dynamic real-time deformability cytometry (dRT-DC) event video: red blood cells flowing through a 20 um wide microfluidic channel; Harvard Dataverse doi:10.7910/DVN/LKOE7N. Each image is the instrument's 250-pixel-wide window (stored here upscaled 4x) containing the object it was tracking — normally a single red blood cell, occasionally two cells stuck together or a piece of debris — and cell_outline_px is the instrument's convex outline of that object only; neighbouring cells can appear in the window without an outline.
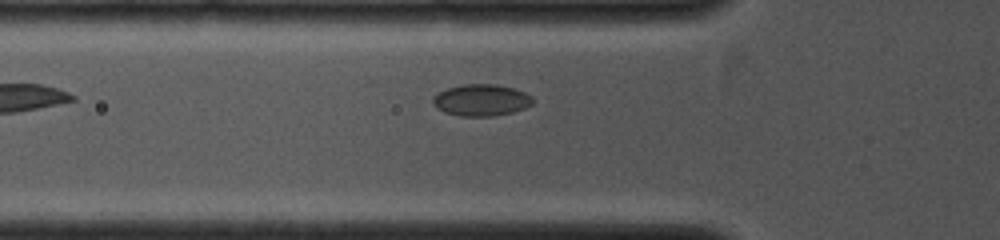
{"species": "common noctule bat (a hibernating species)", "species_latin": "Nyctalus noctula", "temperature_condition": "cold", "stored_images_in_passage": 3, "camera_frame_rate_fps": 4000, "um_per_image_px": 0.085, "animal": {"sex": "female", "body_mass_g": 19.0, "forearm_length_mm": 53.3}, "frame": {"image": 1, "passage_image": 3, "time_ms": 1.75, "image_size_px": [1000, 240], "cell_outline_px": [[532, 104], [524, 108], [512, 112], [492, 116], [460, 116], [444, 112], [436, 108], [432, 104], [432, 96], [448, 88], [464, 84], [496, 84], [512, 88], [524, 92], [532, 96]], "centroid_in_image_um": [40.87, 8.51], "position_along_channel_um": 84.9, "area_um2": 18.38}}